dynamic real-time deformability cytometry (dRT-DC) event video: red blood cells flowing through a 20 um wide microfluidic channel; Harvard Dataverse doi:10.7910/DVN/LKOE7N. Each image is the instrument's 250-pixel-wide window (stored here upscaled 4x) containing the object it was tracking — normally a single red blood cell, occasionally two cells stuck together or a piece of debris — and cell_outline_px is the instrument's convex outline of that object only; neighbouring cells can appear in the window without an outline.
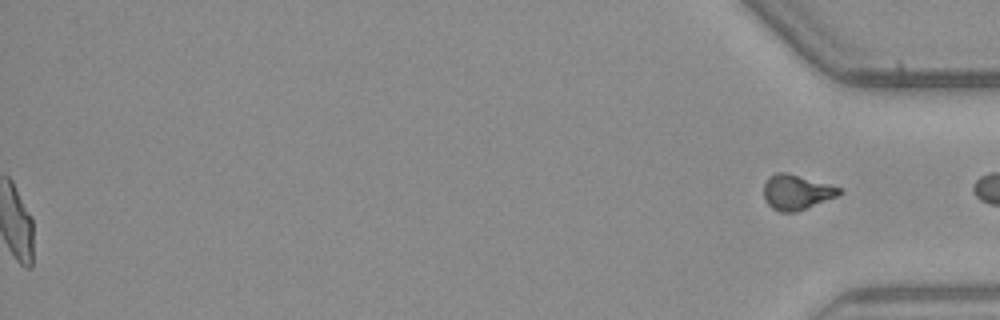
{"species": "common noctule bat (a hibernating species)", "species_latin": "Nyctalus noctula", "temperature_condition": "warm", "stored_images_in_passage": 55, "segment_of_instrument_passage": [2, 2], "camera_frame_rate_fps": 3000, "um_per_image_px": 0.085, "animal": {"sex": "male", "body_mass_g": 23.1, "forearm_length_mm": 52.7}, "frame": {"image": 1, "passage_image": 55, "time_ms": 18.0, "image_size_px": [1000, 320], "cell_outline_px": [[844, 192], [840, 196], [796, 212], [780, 212], [772, 208], [764, 200], [764, 184], [768, 176], [776, 172], [788, 172], [828, 184], [840, 188]], "centroid_in_image_um": [67.71, 16.33], "position_along_channel_um": 367.5, "area_um2": 15.66}}